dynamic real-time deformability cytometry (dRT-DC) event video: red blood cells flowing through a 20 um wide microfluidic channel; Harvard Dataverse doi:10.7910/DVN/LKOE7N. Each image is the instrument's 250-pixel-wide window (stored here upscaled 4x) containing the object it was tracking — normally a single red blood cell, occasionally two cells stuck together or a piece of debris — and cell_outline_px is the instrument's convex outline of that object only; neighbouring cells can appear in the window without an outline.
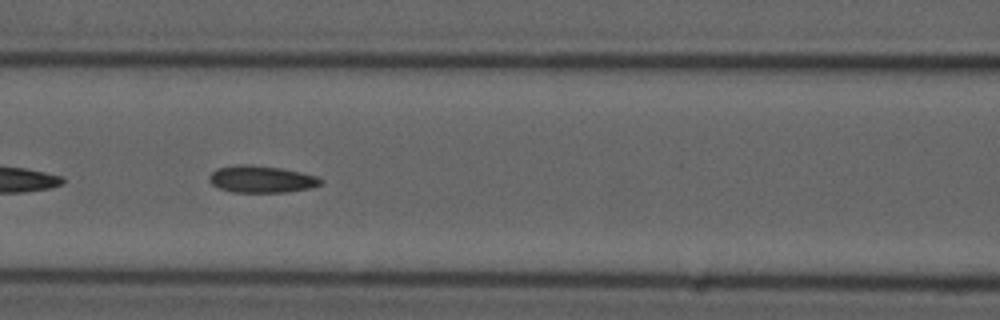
{"species": "common noctule bat (a hibernating species)", "species_latin": "Nyctalus noctula", "temperature_condition": "cold", "stored_images_in_passage": 24, "camera_frame_rate_fps": 3000, "um_per_image_px": 0.085, "animal": {"sex": "male", "forearm_length_mm": 52.5}, "frame": {"image": 1, "passage_image": 8, "time_ms": 2.333, "image_size_px": [1000, 320], "cell_outline_px": [[324, 184], [312, 188], [288, 192], [232, 192], [220, 188], [212, 184], [208, 180], [208, 176], [216, 168], [236, 164], [252, 164], [280, 168], [300, 172], [316, 176], [324, 180]], "centroid_in_image_um": [22.24, 15.23], "position_along_channel_um": 144.4, "area_um2": 17.8}}